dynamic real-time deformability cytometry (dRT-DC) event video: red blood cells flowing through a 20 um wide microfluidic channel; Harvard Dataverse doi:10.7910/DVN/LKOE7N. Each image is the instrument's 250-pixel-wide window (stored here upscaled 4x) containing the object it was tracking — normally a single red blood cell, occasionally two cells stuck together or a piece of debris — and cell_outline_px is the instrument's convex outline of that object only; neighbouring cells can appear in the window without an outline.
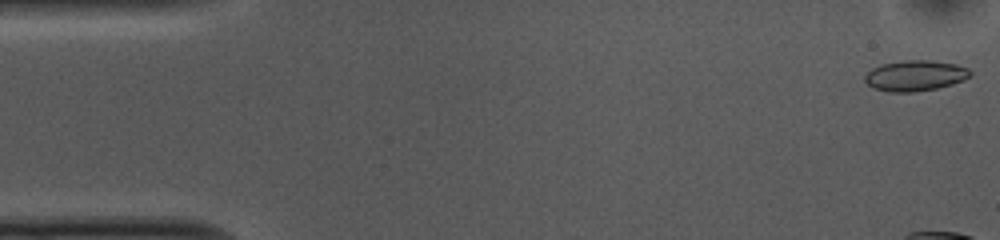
{"species": "common noctule bat (a hibernating species)", "species_latin": "Nyctalus noctula", "temperature_condition": "cold", "stored_images_in_passage": 9, "camera_frame_rate_fps": 3000, "um_per_image_px": 0.085, "animal": {"sex": "female", "body_mass_g": 10.0, "forearm_length_mm": 53.1}, "frame": {"image": 1, "passage_image": 1, "time_ms": 0.0, "image_size_px": [1000, 240], "cell_outline_px": [[972, 76], [964, 80], [952, 84], [936, 88], [912, 92], [888, 92], [872, 88], [864, 80], [864, 76], [872, 68], [880, 64], [904, 60], [932, 60], [956, 64], [968, 68], [972, 72]], "centroid_in_image_um": [77.79, 6.42], "position_along_channel_um": 7.2, "area_um2": 19.02}}